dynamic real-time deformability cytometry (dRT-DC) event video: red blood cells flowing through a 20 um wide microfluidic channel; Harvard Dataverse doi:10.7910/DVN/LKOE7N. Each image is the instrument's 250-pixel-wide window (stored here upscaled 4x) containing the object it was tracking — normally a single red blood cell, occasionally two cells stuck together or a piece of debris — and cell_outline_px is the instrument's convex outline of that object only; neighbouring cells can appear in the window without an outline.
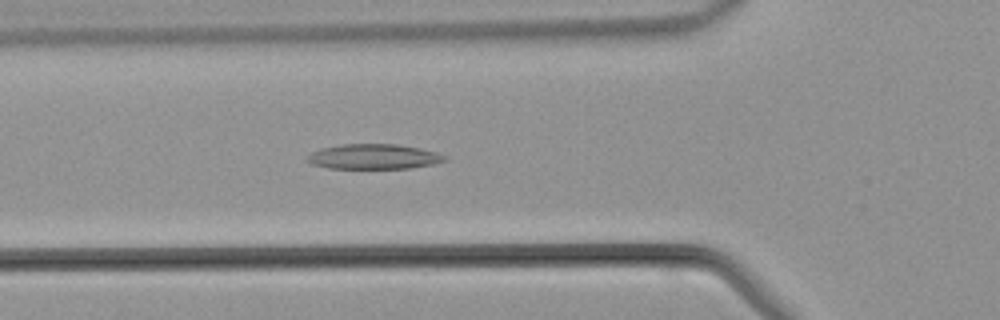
{"species": "common noctule bat (a hibernating species)", "species_latin": "Nyctalus noctula", "temperature_condition": "warm", "stored_images_in_passage": 44, "camera_frame_rate_fps": 3000, "um_per_image_px": 0.085, "animal": {"sex": "male", "body_mass_g": 21.5, "forearm_length_mm": 52.0}, "frame": {"image": 1, "passage_image": 15, "time_ms": 4.667, "image_size_px": [1000, 320], "cell_outline_px": [[448, 160], [432, 164], [408, 168], [328, 168], [312, 164], [304, 160], [312, 152], [320, 148], [340, 144], [396, 144], [420, 148], [436, 152], [444, 156]], "centroid_in_image_um": [31.72, 13.31], "position_along_channel_um": 94.1, "area_um2": 20.0}}
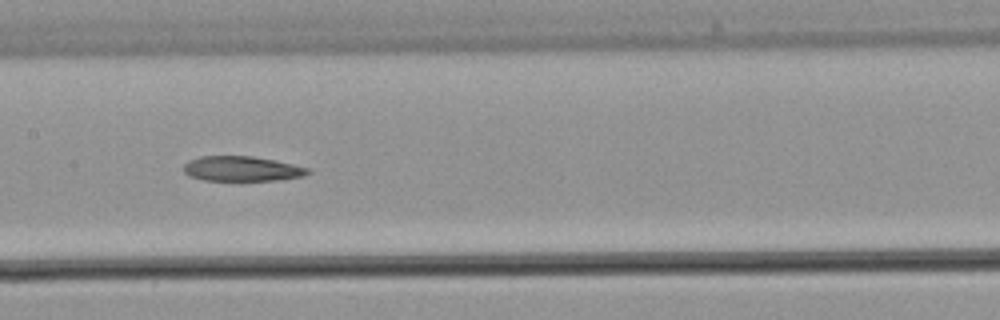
{"frame": {"image": 2, "passage_image": 21, "time_ms": 6.667, "image_size_px": [1000, 320], "cell_outline_px": [[312, 172], [304, 176], [280, 180], [204, 180], [188, 176], [184, 172], [184, 164], [188, 160], [200, 156], [252, 156], [276, 160], [308, 168]], "centroid_in_image_um": [20.56, 14.34], "position_along_channel_um": 186.8, "area_um2": 18.15}}
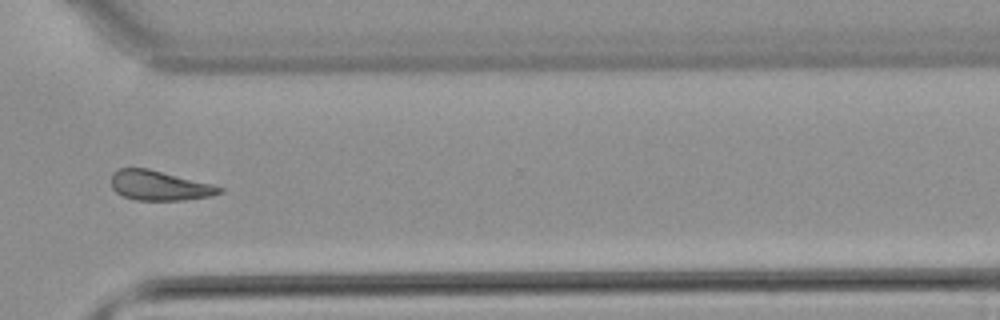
{"frame": {"image": 3, "passage_image": 32, "time_ms": 10.333, "image_size_px": [1000, 320], "cell_outline_px": [[224, 192], [212, 196], [184, 200], [136, 200], [124, 196], [116, 192], [112, 188], [112, 172], [120, 168], [148, 168], [212, 184], [224, 188]], "centroid_in_image_um": [13.57, 15.77], "position_along_channel_um": 357.0, "area_um2": 18.79}}